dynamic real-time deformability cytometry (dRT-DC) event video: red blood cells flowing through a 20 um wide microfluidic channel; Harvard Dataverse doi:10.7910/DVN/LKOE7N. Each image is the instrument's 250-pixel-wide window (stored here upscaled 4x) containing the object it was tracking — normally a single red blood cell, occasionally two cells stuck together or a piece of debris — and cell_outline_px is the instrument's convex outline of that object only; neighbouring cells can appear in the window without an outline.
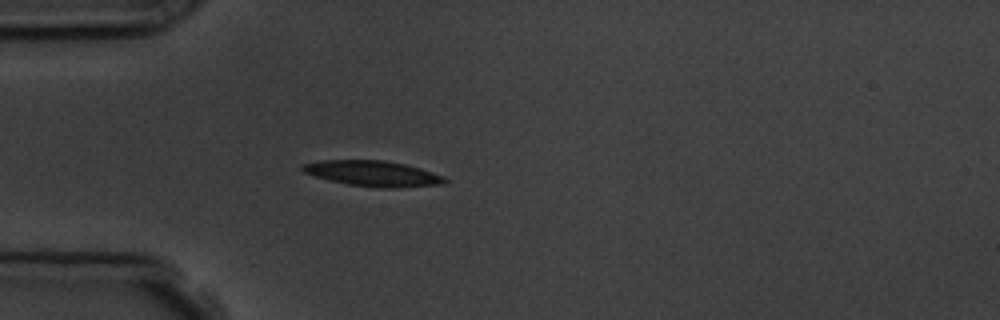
{"species": "common noctule bat (a hibernating species)", "species_latin": "Nyctalus noctula", "temperature_condition": "room temperature", "stored_images_in_passage": 2, "camera_frame_rate_fps": 3000, "um_per_image_px": 0.085, "animal": {"sex": "male", "body_mass_g": 19.5, "forearm_length_mm": 54.6}, "frame": {"image": 1, "passage_image": 2, "time_ms": 1.333, "image_size_px": [1000, 320], "cell_outline_px": [[448, 180], [440, 184], [400, 188], [384, 188], [348, 184], [316, 176], [304, 172], [300, 168], [300, 164], [320, 160], [384, 160], [404, 164], [420, 168], [444, 176]], "centroid_in_image_um": [31.69, 14.74], "position_along_channel_um": 53.3, "area_um2": 21.04}}